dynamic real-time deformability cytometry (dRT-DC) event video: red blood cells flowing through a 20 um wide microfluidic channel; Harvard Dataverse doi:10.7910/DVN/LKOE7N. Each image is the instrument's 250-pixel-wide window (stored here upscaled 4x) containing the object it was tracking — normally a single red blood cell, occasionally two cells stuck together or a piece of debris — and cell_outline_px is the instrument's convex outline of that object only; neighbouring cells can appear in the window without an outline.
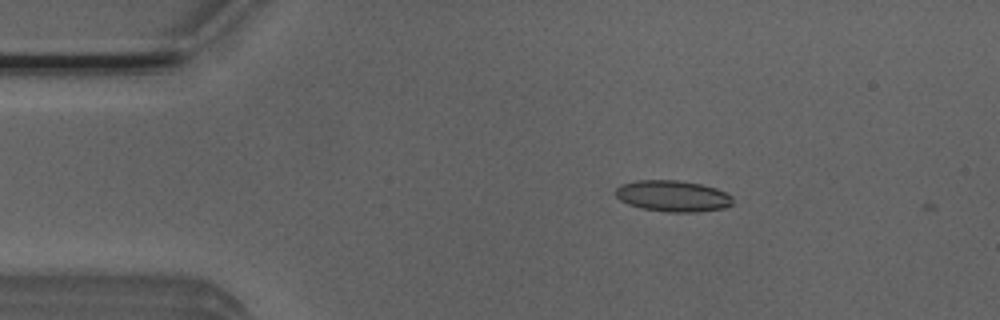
{"species": "Egyptian fruit bat (a non-hibernating species)", "species_latin": "Rousettus aegyptiacus", "temperature_condition": "room temperature", "stored_images_in_passage": 3, "camera_frame_rate_fps": 3000, "um_per_image_px": 0.085, "animal": {"sex": "male"}, "frame": {"image": 1, "passage_image": 2, "time_ms": 0.333, "image_size_px": [1000, 320], "cell_outline_px": [[732, 204], [724, 208], [696, 212], [668, 212], [640, 208], [628, 204], [620, 200], [616, 196], [616, 188], [620, 184], [636, 180], [676, 180], [700, 184], [716, 188], [732, 196]], "centroid_in_image_um": [57.16, 16.66], "position_along_channel_um": 27.8, "area_um2": 21.33}}